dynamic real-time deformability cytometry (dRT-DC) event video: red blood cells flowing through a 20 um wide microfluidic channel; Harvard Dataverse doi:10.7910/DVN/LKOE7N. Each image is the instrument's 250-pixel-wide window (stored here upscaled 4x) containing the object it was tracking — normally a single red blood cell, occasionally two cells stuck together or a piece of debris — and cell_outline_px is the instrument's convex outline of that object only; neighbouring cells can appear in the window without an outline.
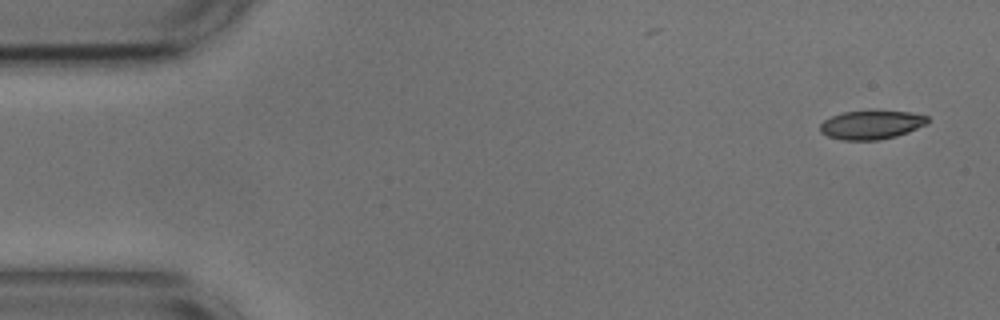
{"species": "common noctule bat (a hibernating species)", "species_latin": "Nyctalus noctula", "temperature_condition": "cold", "stored_images_in_passage": 7, "camera_frame_rate_fps": 3000, "um_per_image_px": 0.085, "animal": {"sex": "male", "body_mass_g": 17.9, "forearm_length_mm": 54.2}, "frame": {"image": 1, "passage_image": 1, "time_ms": 0.0, "image_size_px": [1000, 320], "cell_outline_px": [[928, 124], [908, 132], [896, 136], [880, 140], [840, 140], [828, 136], [820, 132], [820, 124], [824, 120], [832, 116], [844, 112], [912, 112], [928, 116]], "centroid_in_image_um": [74.07, 10.63], "position_along_channel_um": 10.9, "area_um2": 17.8}}
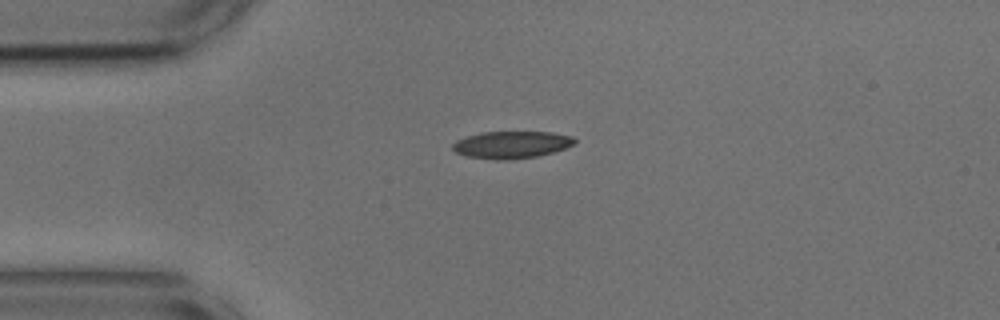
{"frame": {"image": 2, "passage_image": 4, "time_ms": 1.0, "image_size_px": [1000, 320], "cell_outline_px": [[576, 144], [552, 152], [536, 156], [508, 160], [500, 160], [468, 156], [456, 152], [452, 148], [452, 144], [456, 140], [480, 132], [552, 132], [572, 136], [576, 140]], "centroid_in_image_um": [43.49, 12.29], "position_along_channel_um": 41.5, "area_um2": 19.19}}